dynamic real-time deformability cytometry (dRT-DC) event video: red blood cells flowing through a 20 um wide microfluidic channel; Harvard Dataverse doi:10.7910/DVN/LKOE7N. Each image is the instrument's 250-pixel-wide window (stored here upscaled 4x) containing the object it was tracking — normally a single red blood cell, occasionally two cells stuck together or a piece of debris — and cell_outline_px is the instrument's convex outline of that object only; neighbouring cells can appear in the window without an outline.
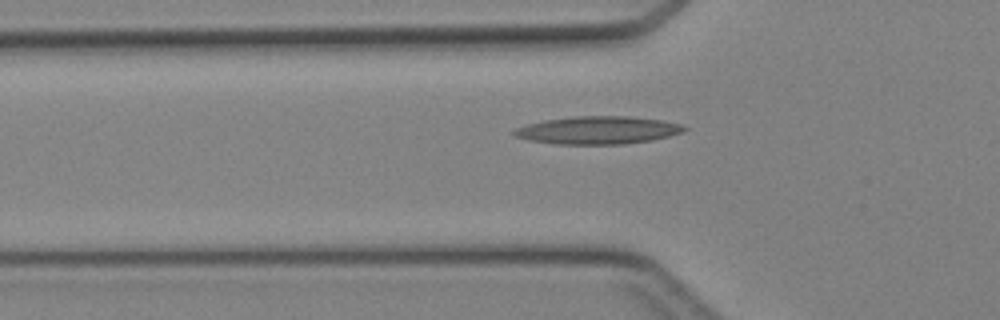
{"species": "Egyptian fruit bat (a non-hibernating species)", "species_latin": "Rousettus aegyptiacus", "temperature_condition": "cold", "stored_images_in_passage": 30, "camera_frame_rate_fps": 3000, "um_per_image_px": 0.085, "animal": {"sex": "female"}, "frame": {"image": 1, "passage_image": 4, "time_ms": 1.0, "image_size_px": [1000, 320], "cell_outline_px": [[688, 128], [684, 132], [652, 140], [624, 144], [556, 144], [532, 140], [516, 136], [512, 132], [516, 128], [528, 124], [544, 120], [572, 116], [628, 116], [660, 120], [680, 124]], "centroid_in_image_um": [50.84, 11.06], "position_along_channel_um": 75.0, "area_um2": 27.34}}
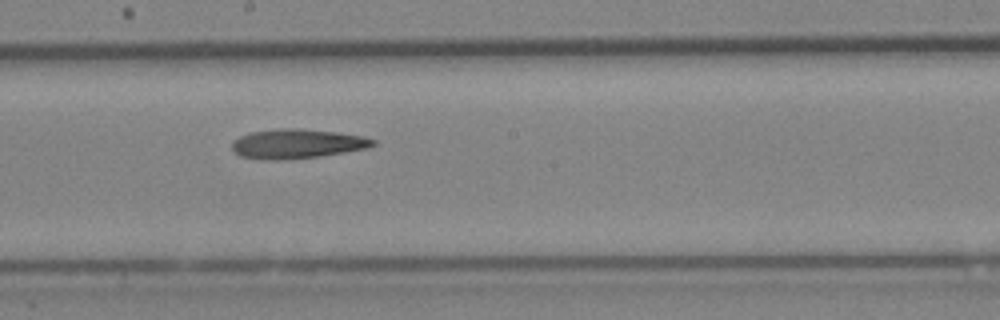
{"frame": {"image": 2, "passage_image": 14, "time_ms": 4.333, "image_size_px": [1000, 320], "cell_outline_px": [[376, 144], [368, 148], [320, 156], [280, 160], [268, 160], [240, 156], [232, 148], [232, 140], [248, 132], [280, 128], [300, 128], [336, 132], [364, 136], [376, 140]], "centroid_in_image_um": [25.25, 12.21], "position_along_channel_um": 223.0, "area_um2": 24.28}}
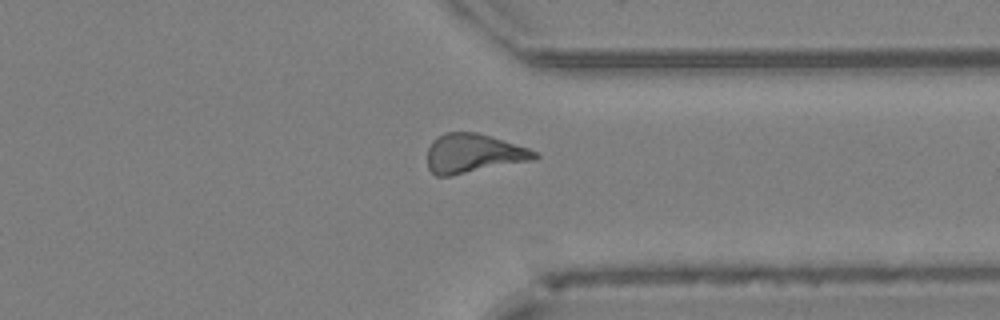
{"frame": {"image": 3, "passage_image": 24, "time_ms": 7.667, "image_size_px": [1000, 320], "cell_outline_px": [[540, 156], [536, 160], [452, 176], [436, 176], [428, 168], [428, 148], [432, 140], [436, 136], [444, 132], [476, 132], [492, 136], [540, 152]], "centroid_in_image_um": [40.27, 13.04], "position_along_channel_um": 371.1, "area_um2": 24.97}}